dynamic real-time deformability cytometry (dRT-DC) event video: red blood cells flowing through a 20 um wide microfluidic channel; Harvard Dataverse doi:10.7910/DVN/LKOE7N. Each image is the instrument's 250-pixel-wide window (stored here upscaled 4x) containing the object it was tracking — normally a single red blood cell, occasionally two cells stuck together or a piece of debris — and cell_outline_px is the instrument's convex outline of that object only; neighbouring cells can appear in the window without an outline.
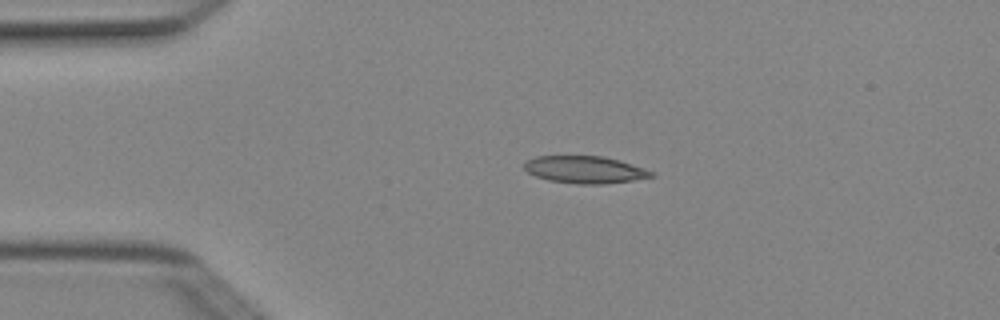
{"species": "Egyptian fruit bat (a non-hibernating species)", "species_latin": "Rousettus aegyptiacus", "temperature_condition": "cold", "stored_images_in_passage": 2, "camera_frame_rate_fps": 3000, "um_per_image_px": 0.085, "animal": {"sex": "female"}, "frame": {"image": 1, "passage_image": 1, "time_ms": 0.0, "image_size_px": [1000, 320], "cell_outline_px": [[656, 176], [632, 180], [604, 184], [576, 184], [548, 180], [536, 176], [528, 172], [524, 168], [524, 164], [528, 160], [536, 156], [604, 156], [620, 160], [656, 172]], "centroid_in_image_um": [49.75, 14.42], "position_along_channel_um": 35.2, "area_um2": 20.23}}